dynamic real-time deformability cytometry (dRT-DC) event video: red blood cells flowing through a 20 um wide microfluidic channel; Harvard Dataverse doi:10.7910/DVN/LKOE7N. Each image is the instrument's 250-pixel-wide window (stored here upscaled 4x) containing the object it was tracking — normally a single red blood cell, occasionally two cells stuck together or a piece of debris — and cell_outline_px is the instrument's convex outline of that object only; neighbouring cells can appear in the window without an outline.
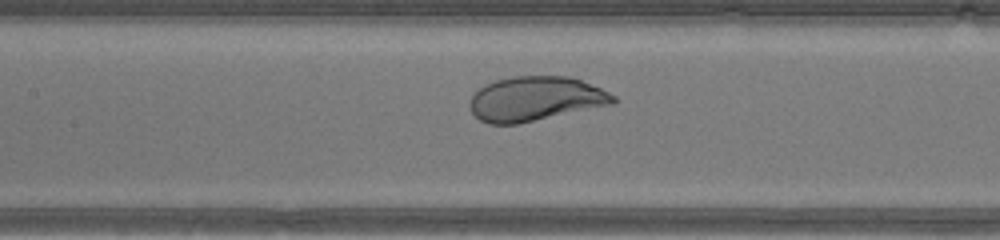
{"species": "human", "species_latin": "Homo sapiens", "temperature_condition": "warm", "stored_images_in_passage": 16, "camera_frame_rate_fps": 3000, "um_per_image_px": 0.085, "donor": {"sex": "male"}, "frame": {"image": 1, "passage_image": 14, "time_ms": 4.333, "image_size_px": [1000, 240], "cell_outline_px": [[620, 100], [616, 104], [516, 124], [488, 124], [480, 120], [472, 112], [468, 104], [472, 96], [480, 88], [496, 80], [512, 76], [568, 76], [580, 80], [600, 88], [616, 96]], "centroid_in_image_um": [45.55, 8.4], "position_along_channel_um": 161.9, "area_um2": 37.22}}